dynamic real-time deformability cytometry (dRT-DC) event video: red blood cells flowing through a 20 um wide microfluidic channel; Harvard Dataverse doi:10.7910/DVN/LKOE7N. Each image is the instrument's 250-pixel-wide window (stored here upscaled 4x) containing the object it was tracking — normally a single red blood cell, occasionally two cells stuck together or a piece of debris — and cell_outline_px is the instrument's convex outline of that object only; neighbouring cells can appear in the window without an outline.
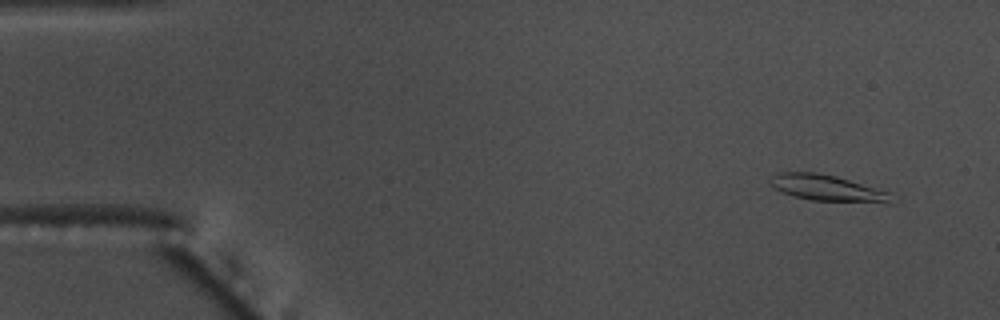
{"species": "common noctule bat (a hibernating species)", "species_latin": "Nyctalus noctula", "temperature_condition": "warm", "stored_images_in_passage": 54, "camera_frame_rate_fps": 3000, "um_per_image_px": 0.085, "animal": {"sex": "male", "body_mass_g": 17.5, "forearm_length_mm": 52.3}, "frame": {"image": 1, "passage_image": 3, "time_ms": 0.667, "image_size_px": [1000, 320], "cell_outline_px": [[900, 200], [896, 204], [812, 200], [796, 196], [784, 192], [768, 184], [768, 180], [776, 172], [816, 172], [836, 176], [888, 192]], "centroid_in_image_um": [70.42, 16.0], "position_along_channel_um": 14.6, "area_um2": 18.73}}
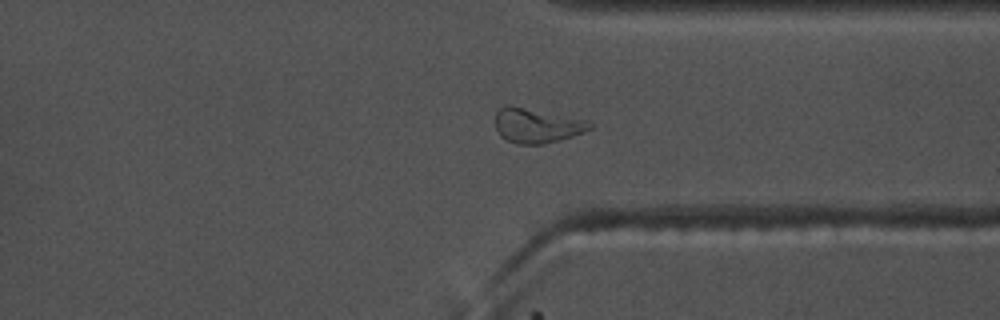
{"frame": {"image": 2, "passage_image": 41, "time_ms": 13.333, "image_size_px": [1000, 320], "cell_outline_px": [[592, 128], [584, 132], [560, 140], [544, 144], [516, 144], [500, 136], [496, 128], [496, 112], [500, 108], [508, 104], [512, 104], [588, 120], [592, 124]], "centroid_in_image_um": [45.63, 10.65], "position_along_channel_um": 365.8, "area_um2": 19.31}}
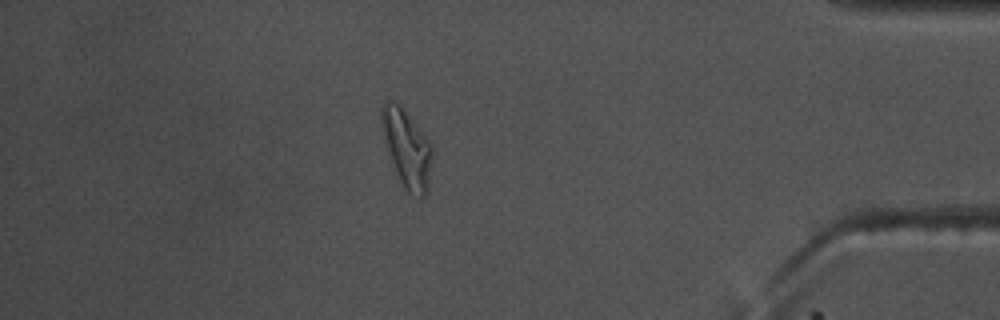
{"frame": {"image": 3, "passage_image": 47, "time_ms": 15.333, "image_size_px": [1000, 320], "cell_outline_px": [[432, 156], [428, 192], [424, 196], [412, 196], [404, 188], [388, 156], [380, 128], [380, 108], [388, 100], [400, 104], [432, 144]], "centroid_in_image_um": [34.56, 12.61], "position_along_channel_um": 400.6, "area_um2": 23.29}, "authors_computed_cell_mechanics": {"area_um2": 17.5134, "velocity_mm_per_s": 3.7023, "shape_relaxation_time_tau1_ms": 6.6795, "shape_relaxation_time_tau2_ms": 1.9069, "deformation_change_tau1": 0.2252, "deformation_change_tau2": 0.1025}}